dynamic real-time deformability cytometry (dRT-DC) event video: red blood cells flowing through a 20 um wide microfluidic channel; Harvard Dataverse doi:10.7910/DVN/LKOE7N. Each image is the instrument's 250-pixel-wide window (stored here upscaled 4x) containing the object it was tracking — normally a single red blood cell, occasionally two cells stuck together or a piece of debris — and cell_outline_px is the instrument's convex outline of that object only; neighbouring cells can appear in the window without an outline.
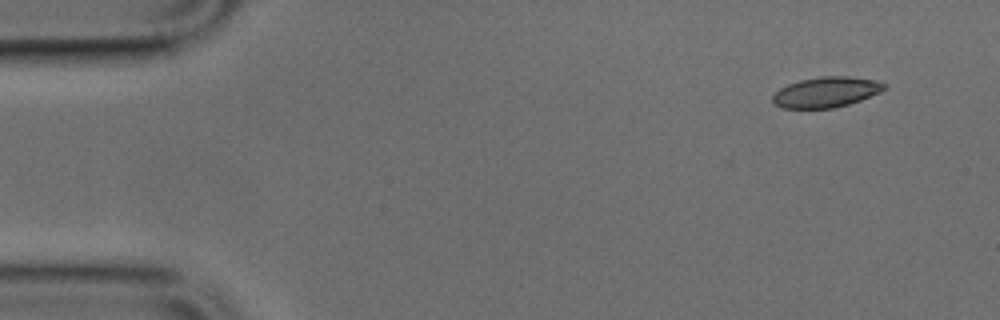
{"species": "common noctule bat (a hibernating species)", "species_latin": "Nyctalus noctula", "temperature_condition": "cold", "stored_images_in_passage": 15, "camera_frame_rate_fps": 3000, "um_per_image_px": 0.085, "animal": {"sex": "male", "body_mass_g": 17.9, "forearm_length_mm": 54.2}, "frame": {"image": 1, "passage_image": 1, "time_ms": 0.0, "image_size_px": [1000, 320], "cell_outline_px": [[888, 84], [880, 92], [860, 100], [848, 104], [832, 108], [784, 108], [776, 104], [772, 100], [772, 96], [780, 88], [788, 84], [800, 80], [820, 76], [848, 76], [880, 80]], "centroid_in_image_um": [70.26, 7.81], "position_along_channel_um": 14.7, "area_um2": 19.77}}
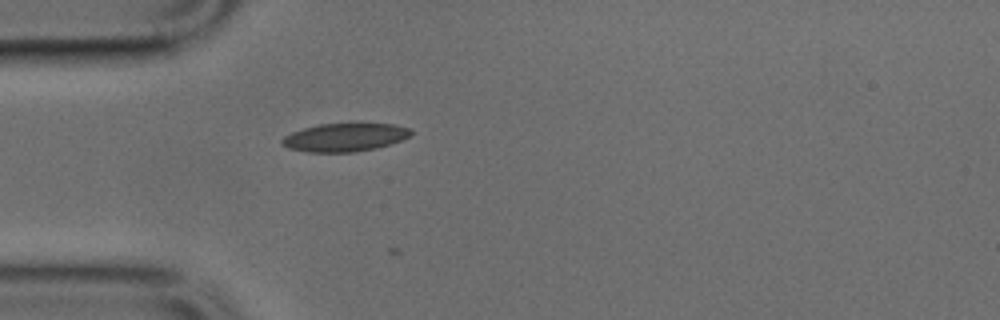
{"frame": {"image": 2, "passage_image": 11, "time_ms": 3.333, "image_size_px": [1000, 320], "cell_outline_px": [[412, 132], [408, 136], [400, 140], [376, 148], [356, 152], [308, 152], [288, 148], [280, 144], [280, 140], [284, 136], [292, 132], [304, 128], [320, 124], [352, 120], [392, 124], [408, 128]], "centroid_in_image_um": [29.28, 11.62], "position_along_channel_um": 55.7, "area_um2": 21.96}}